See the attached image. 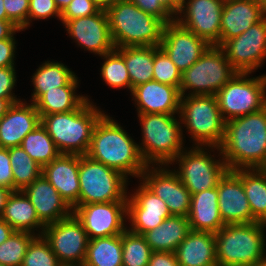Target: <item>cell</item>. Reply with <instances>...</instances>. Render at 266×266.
<instances>
[{
  "label": "cell",
  "instance_id": "cell-40",
  "mask_svg": "<svg viewBox=\"0 0 266 266\" xmlns=\"http://www.w3.org/2000/svg\"><path fill=\"white\" fill-rule=\"evenodd\" d=\"M21 266H63L43 235L35 236L28 245Z\"/></svg>",
  "mask_w": 266,
  "mask_h": 266
},
{
  "label": "cell",
  "instance_id": "cell-17",
  "mask_svg": "<svg viewBox=\"0 0 266 266\" xmlns=\"http://www.w3.org/2000/svg\"><path fill=\"white\" fill-rule=\"evenodd\" d=\"M209 46L204 39L176 21L165 24L160 47L181 73L191 67Z\"/></svg>",
  "mask_w": 266,
  "mask_h": 266
},
{
  "label": "cell",
  "instance_id": "cell-11",
  "mask_svg": "<svg viewBox=\"0 0 266 266\" xmlns=\"http://www.w3.org/2000/svg\"><path fill=\"white\" fill-rule=\"evenodd\" d=\"M193 148L188 152L181 151L173 161H179L180 170L175 172L191 195L217 187L229 170L224 159L214 160L199 145Z\"/></svg>",
  "mask_w": 266,
  "mask_h": 266
},
{
  "label": "cell",
  "instance_id": "cell-44",
  "mask_svg": "<svg viewBox=\"0 0 266 266\" xmlns=\"http://www.w3.org/2000/svg\"><path fill=\"white\" fill-rule=\"evenodd\" d=\"M99 10L93 0H72L61 13L60 20L65 24L68 20L94 15Z\"/></svg>",
  "mask_w": 266,
  "mask_h": 266
},
{
  "label": "cell",
  "instance_id": "cell-21",
  "mask_svg": "<svg viewBox=\"0 0 266 266\" xmlns=\"http://www.w3.org/2000/svg\"><path fill=\"white\" fill-rule=\"evenodd\" d=\"M265 16L266 9L256 0H225L221 15L220 47Z\"/></svg>",
  "mask_w": 266,
  "mask_h": 266
},
{
  "label": "cell",
  "instance_id": "cell-1",
  "mask_svg": "<svg viewBox=\"0 0 266 266\" xmlns=\"http://www.w3.org/2000/svg\"><path fill=\"white\" fill-rule=\"evenodd\" d=\"M208 147L220 150L229 170L266 169V107L226 121L222 144Z\"/></svg>",
  "mask_w": 266,
  "mask_h": 266
},
{
  "label": "cell",
  "instance_id": "cell-37",
  "mask_svg": "<svg viewBox=\"0 0 266 266\" xmlns=\"http://www.w3.org/2000/svg\"><path fill=\"white\" fill-rule=\"evenodd\" d=\"M152 252L143 235L128 229L122 233V266H148Z\"/></svg>",
  "mask_w": 266,
  "mask_h": 266
},
{
  "label": "cell",
  "instance_id": "cell-56",
  "mask_svg": "<svg viewBox=\"0 0 266 266\" xmlns=\"http://www.w3.org/2000/svg\"><path fill=\"white\" fill-rule=\"evenodd\" d=\"M0 20H8L6 10L4 8V0H0Z\"/></svg>",
  "mask_w": 266,
  "mask_h": 266
},
{
  "label": "cell",
  "instance_id": "cell-28",
  "mask_svg": "<svg viewBox=\"0 0 266 266\" xmlns=\"http://www.w3.org/2000/svg\"><path fill=\"white\" fill-rule=\"evenodd\" d=\"M190 230L188 217L171 215L143 236L153 252H175Z\"/></svg>",
  "mask_w": 266,
  "mask_h": 266
},
{
  "label": "cell",
  "instance_id": "cell-3",
  "mask_svg": "<svg viewBox=\"0 0 266 266\" xmlns=\"http://www.w3.org/2000/svg\"><path fill=\"white\" fill-rule=\"evenodd\" d=\"M104 115L87 99L76 110L40 117L61 154L86 155L94 128Z\"/></svg>",
  "mask_w": 266,
  "mask_h": 266
},
{
  "label": "cell",
  "instance_id": "cell-31",
  "mask_svg": "<svg viewBox=\"0 0 266 266\" xmlns=\"http://www.w3.org/2000/svg\"><path fill=\"white\" fill-rule=\"evenodd\" d=\"M128 70L132 89L153 80L154 46H127L116 48Z\"/></svg>",
  "mask_w": 266,
  "mask_h": 266
},
{
  "label": "cell",
  "instance_id": "cell-45",
  "mask_svg": "<svg viewBox=\"0 0 266 266\" xmlns=\"http://www.w3.org/2000/svg\"><path fill=\"white\" fill-rule=\"evenodd\" d=\"M53 15L61 19V12L54 0H29L28 25L31 19H46Z\"/></svg>",
  "mask_w": 266,
  "mask_h": 266
},
{
  "label": "cell",
  "instance_id": "cell-4",
  "mask_svg": "<svg viewBox=\"0 0 266 266\" xmlns=\"http://www.w3.org/2000/svg\"><path fill=\"white\" fill-rule=\"evenodd\" d=\"M265 223L225 224L215 233L217 266H257L266 263Z\"/></svg>",
  "mask_w": 266,
  "mask_h": 266
},
{
  "label": "cell",
  "instance_id": "cell-10",
  "mask_svg": "<svg viewBox=\"0 0 266 266\" xmlns=\"http://www.w3.org/2000/svg\"><path fill=\"white\" fill-rule=\"evenodd\" d=\"M248 75L236 73L216 93L218 107L225 121L258 112L266 107V75L247 79Z\"/></svg>",
  "mask_w": 266,
  "mask_h": 266
},
{
  "label": "cell",
  "instance_id": "cell-47",
  "mask_svg": "<svg viewBox=\"0 0 266 266\" xmlns=\"http://www.w3.org/2000/svg\"><path fill=\"white\" fill-rule=\"evenodd\" d=\"M15 67L0 68V98L1 99H17L12 94V89L16 82Z\"/></svg>",
  "mask_w": 266,
  "mask_h": 266
},
{
  "label": "cell",
  "instance_id": "cell-50",
  "mask_svg": "<svg viewBox=\"0 0 266 266\" xmlns=\"http://www.w3.org/2000/svg\"><path fill=\"white\" fill-rule=\"evenodd\" d=\"M21 31L11 21L0 20V40L11 38L15 32Z\"/></svg>",
  "mask_w": 266,
  "mask_h": 266
},
{
  "label": "cell",
  "instance_id": "cell-52",
  "mask_svg": "<svg viewBox=\"0 0 266 266\" xmlns=\"http://www.w3.org/2000/svg\"><path fill=\"white\" fill-rule=\"evenodd\" d=\"M13 191L0 186V218L3 215L7 200Z\"/></svg>",
  "mask_w": 266,
  "mask_h": 266
},
{
  "label": "cell",
  "instance_id": "cell-58",
  "mask_svg": "<svg viewBox=\"0 0 266 266\" xmlns=\"http://www.w3.org/2000/svg\"><path fill=\"white\" fill-rule=\"evenodd\" d=\"M257 266H266V263H263V264H261V265H257Z\"/></svg>",
  "mask_w": 266,
  "mask_h": 266
},
{
  "label": "cell",
  "instance_id": "cell-5",
  "mask_svg": "<svg viewBox=\"0 0 266 266\" xmlns=\"http://www.w3.org/2000/svg\"><path fill=\"white\" fill-rule=\"evenodd\" d=\"M115 48L160 46L165 23L128 0L105 10Z\"/></svg>",
  "mask_w": 266,
  "mask_h": 266
},
{
  "label": "cell",
  "instance_id": "cell-16",
  "mask_svg": "<svg viewBox=\"0 0 266 266\" xmlns=\"http://www.w3.org/2000/svg\"><path fill=\"white\" fill-rule=\"evenodd\" d=\"M147 166L141 174L143 184L155 195L161 198L171 215L188 216L191 203V193L181 182L176 172Z\"/></svg>",
  "mask_w": 266,
  "mask_h": 266
},
{
  "label": "cell",
  "instance_id": "cell-57",
  "mask_svg": "<svg viewBox=\"0 0 266 266\" xmlns=\"http://www.w3.org/2000/svg\"><path fill=\"white\" fill-rule=\"evenodd\" d=\"M261 6L266 9V0H256Z\"/></svg>",
  "mask_w": 266,
  "mask_h": 266
},
{
  "label": "cell",
  "instance_id": "cell-23",
  "mask_svg": "<svg viewBox=\"0 0 266 266\" xmlns=\"http://www.w3.org/2000/svg\"><path fill=\"white\" fill-rule=\"evenodd\" d=\"M22 191L45 225L60 221L72 214V208L43 175Z\"/></svg>",
  "mask_w": 266,
  "mask_h": 266
},
{
  "label": "cell",
  "instance_id": "cell-30",
  "mask_svg": "<svg viewBox=\"0 0 266 266\" xmlns=\"http://www.w3.org/2000/svg\"><path fill=\"white\" fill-rule=\"evenodd\" d=\"M75 76L66 86L45 92L34 104L40 115L67 113L78 109L88 98L75 95L78 82Z\"/></svg>",
  "mask_w": 266,
  "mask_h": 266
},
{
  "label": "cell",
  "instance_id": "cell-48",
  "mask_svg": "<svg viewBox=\"0 0 266 266\" xmlns=\"http://www.w3.org/2000/svg\"><path fill=\"white\" fill-rule=\"evenodd\" d=\"M15 44L13 36L0 40V68L14 67Z\"/></svg>",
  "mask_w": 266,
  "mask_h": 266
},
{
  "label": "cell",
  "instance_id": "cell-54",
  "mask_svg": "<svg viewBox=\"0 0 266 266\" xmlns=\"http://www.w3.org/2000/svg\"><path fill=\"white\" fill-rule=\"evenodd\" d=\"M94 3L102 10H106L107 8L115 5L118 1L121 0H93Z\"/></svg>",
  "mask_w": 266,
  "mask_h": 266
},
{
  "label": "cell",
  "instance_id": "cell-20",
  "mask_svg": "<svg viewBox=\"0 0 266 266\" xmlns=\"http://www.w3.org/2000/svg\"><path fill=\"white\" fill-rule=\"evenodd\" d=\"M141 184L130 199L127 197V215L132 222V227L128 230L143 235L161 225L171 214L167 204Z\"/></svg>",
  "mask_w": 266,
  "mask_h": 266
},
{
  "label": "cell",
  "instance_id": "cell-7",
  "mask_svg": "<svg viewBox=\"0 0 266 266\" xmlns=\"http://www.w3.org/2000/svg\"><path fill=\"white\" fill-rule=\"evenodd\" d=\"M179 114L183 124L201 146H220L225 123L215 95L181 96Z\"/></svg>",
  "mask_w": 266,
  "mask_h": 266
},
{
  "label": "cell",
  "instance_id": "cell-24",
  "mask_svg": "<svg viewBox=\"0 0 266 266\" xmlns=\"http://www.w3.org/2000/svg\"><path fill=\"white\" fill-rule=\"evenodd\" d=\"M14 103L0 120V147L11 148L21 145L24 137L40 123L41 117L34 103Z\"/></svg>",
  "mask_w": 266,
  "mask_h": 266
},
{
  "label": "cell",
  "instance_id": "cell-35",
  "mask_svg": "<svg viewBox=\"0 0 266 266\" xmlns=\"http://www.w3.org/2000/svg\"><path fill=\"white\" fill-rule=\"evenodd\" d=\"M20 146L42 167L61 154L41 123L24 137Z\"/></svg>",
  "mask_w": 266,
  "mask_h": 266
},
{
  "label": "cell",
  "instance_id": "cell-25",
  "mask_svg": "<svg viewBox=\"0 0 266 266\" xmlns=\"http://www.w3.org/2000/svg\"><path fill=\"white\" fill-rule=\"evenodd\" d=\"M131 93L134 100L137 101L138 114H174L179 112L181 95L175 86L151 80L134 87Z\"/></svg>",
  "mask_w": 266,
  "mask_h": 266
},
{
  "label": "cell",
  "instance_id": "cell-39",
  "mask_svg": "<svg viewBox=\"0 0 266 266\" xmlns=\"http://www.w3.org/2000/svg\"><path fill=\"white\" fill-rule=\"evenodd\" d=\"M105 62L101 68V75L105 83L113 88L127 87L131 91V81L123 55L115 48L103 55Z\"/></svg>",
  "mask_w": 266,
  "mask_h": 266
},
{
  "label": "cell",
  "instance_id": "cell-53",
  "mask_svg": "<svg viewBox=\"0 0 266 266\" xmlns=\"http://www.w3.org/2000/svg\"><path fill=\"white\" fill-rule=\"evenodd\" d=\"M18 101H20V100L19 99H1L0 98V120H1L2 116H4L8 112L10 107Z\"/></svg>",
  "mask_w": 266,
  "mask_h": 266
},
{
  "label": "cell",
  "instance_id": "cell-12",
  "mask_svg": "<svg viewBox=\"0 0 266 266\" xmlns=\"http://www.w3.org/2000/svg\"><path fill=\"white\" fill-rule=\"evenodd\" d=\"M42 235L63 266H82L89 238L73 213L60 221L46 225Z\"/></svg>",
  "mask_w": 266,
  "mask_h": 266
},
{
  "label": "cell",
  "instance_id": "cell-46",
  "mask_svg": "<svg viewBox=\"0 0 266 266\" xmlns=\"http://www.w3.org/2000/svg\"><path fill=\"white\" fill-rule=\"evenodd\" d=\"M10 164L9 150L0 147V186L14 191V178Z\"/></svg>",
  "mask_w": 266,
  "mask_h": 266
},
{
  "label": "cell",
  "instance_id": "cell-14",
  "mask_svg": "<svg viewBox=\"0 0 266 266\" xmlns=\"http://www.w3.org/2000/svg\"><path fill=\"white\" fill-rule=\"evenodd\" d=\"M72 213L83 225L88 238H99L122 234L127 201L98 202L73 206Z\"/></svg>",
  "mask_w": 266,
  "mask_h": 266
},
{
  "label": "cell",
  "instance_id": "cell-29",
  "mask_svg": "<svg viewBox=\"0 0 266 266\" xmlns=\"http://www.w3.org/2000/svg\"><path fill=\"white\" fill-rule=\"evenodd\" d=\"M1 219L6 221L15 231H26L32 233L34 228L42 229L45 224L38 218L34 206L23 191H13L9 196ZM41 233V234H40Z\"/></svg>",
  "mask_w": 266,
  "mask_h": 266
},
{
  "label": "cell",
  "instance_id": "cell-49",
  "mask_svg": "<svg viewBox=\"0 0 266 266\" xmlns=\"http://www.w3.org/2000/svg\"><path fill=\"white\" fill-rule=\"evenodd\" d=\"M148 266H179L175 252H152Z\"/></svg>",
  "mask_w": 266,
  "mask_h": 266
},
{
  "label": "cell",
  "instance_id": "cell-38",
  "mask_svg": "<svg viewBox=\"0 0 266 266\" xmlns=\"http://www.w3.org/2000/svg\"><path fill=\"white\" fill-rule=\"evenodd\" d=\"M26 231H14L0 244V263L5 266H21L28 245L35 237Z\"/></svg>",
  "mask_w": 266,
  "mask_h": 266
},
{
  "label": "cell",
  "instance_id": "cell-26",
  "mask_svg": "<svg viewBox=\"0 0 266 266\" xmlns=\"http://www.w3.org/2000/svg\"><path fill=\"white\" fill-rule=\"evenodd\" d=\"M175 255L179 266H217L215 233L190 230Z\"/></svg>",
  "mask_w": 266,
  "mask_h": 266
},
{
  "label": "cell",
  "instance_id": "cell-43",
  "mask_svg": "<svg viewBox=\"0 0 266 266\" xmlns=\"http://www.w3.org/2000/svg\"><path fill=\"white\" fill-rule=\"evenodd\" d=\"M8 21L24 30L28 26L29 0H4Z\"/></svg>",
  "mask_w": 266,
  "mask_h": 266
},
{
  "label": "cell",
  "instance_id": "cell-22",
  "mask_svg": "<svg viewBox=\"0 0 266 266\" xmlns=\"http://www.w3.org/2000/svg\"><path fill=\"white\" fill-rule=\"evenodd\" d=\"M42 175L71 208L79 201V155L60 154L42 167Z\"/></svg>",
  "mask_w": 266,
  "mask_h": 266
},
{
  "label": "cell",
  "instance_id": "cell-55",
  "mask_svg": "<svg viewBox=\"0 0 266 266\" xmlns=\"http://www.w3.org/2000/svg\"><path fill=\"white\" fill-rule=\"evenodd\" d=\"M56 6L58 7V9L60 10V12L62 13L63 10L69 5V3L72 0H54Z\"/></svg>",
  "mask_w": 266,
  "mask_h": 266
},
{
  "label": "cell",
  "instance_id": "cell-42",
  "mask_svg": "<svg viewBox=\"0 0 266 266\" xmlns=\"http://www.w3.org/2000/svg\"><path fill=\"white\" fill-rule=\"evenodd\" d=\"M141 10L149 13L165 24L175 21L174 16L180 11L181 0H128Z\"/></svg>",
  "mask_w": 266,
  "mask_h": 266
},
{
  "label": "cell",
  "instance_id": "cell-34",
  "mask_svg": "<svg viewBox=\"0 0 266 266\" xmlns=\"http://www.w3.org/2000/svg\"><path fill=\"white\" fill-rule=\"evenodd\" d=\"M76 75L63 63L45 62L33 75L34 92L32 103H35L45 92L60 86H66Z\"/></svg>",
  "mask_w": 266,
  "mask_h": 266
},
{
  "label": "cell",
  "instance_id": "cell-27",
  "mask_svg": "<svg viewBox=\"0 0 266 266\" xmlns=\"http://www.w3.org/2000/svg\"><path fill=\"white\" fill-rule=\"evenodd\" d=\"M187 217L191 230L217 233L225 225L219 211L217 187L192 194Z\"/></svg>",
  "mask_w": 266,
  "mask_h": 266
},
{
  "label": "cell",
  "instance_id": "cell-8",
  "mask_svg": "<svg viewBox=\"0 0 266 266\" xmlns=\"http://www.w3.org/2000/svg\"><path fill=\"white\" fill-rule=\"evenodd\" d=\"M126 178L119 171L87 155H79V201L74 206L127 201Z\"/></svg>",
  "mask_w": 266,
  "mask_h": 266
},
{
  "label": "cell",
  "instance_id": "cell-32",
  "mask_svg": "<svg viewBox=\"0 0 266 266\" xmlns=\"http://www.w3.org/2000/svg\"><path fill=\"white\" fill-rule=\"evenodd\" d=\"M82 266H122V234L89 239Z\"/></svg>",
  "mask_w": 266,
  "mask_h": 266
},
{
  "label": "cell",
  "instance_id": "cell-18",
  "mask_svg": "<svg viewBox=\"0 0 266 266\" xmlns=\"http://www.w3.org/2000/svg\"><path fill=\"white\" fill-rule=\"evenodd\" d=\"M218 205L225 224L257 222L249 206L242 183V169L228 170L217 185Z\"/></svg>",
  "mask_w": 266,
  "mask_h": 266
},
{
  "label": "cell",
  "instance_id": "cell-6",
  "mask_svg": "<svg viewBox=\"0 0 266 266\" xmlns=\"http://www.w3.org/2000/svg\"><path fill=\"white\" fill-rule=\"evenodd\" d=\"M143 141L139 146L147 165H170L182 149V129L174 114H138Z\"/></svg>",
  "mask_w": 266,
  "mask_h": 266
},
{
  "label": "cell",
  "instance_id": "cell-13",
  "mask_svg": "<svg viewBox=\"0 0 266 266\" xmlns=\"http://www.w3.org/2000/svg\"><path fill=\"white\" fill-rule=\"evenodd\" d=\"M221 48L237 73H251L266 58V16Z\"/></svg>",
  "mask_w": 266,
  "mask_h": 266
},
{
  "label": "cell",
  "instance_id": "cell-33",
  "mask_svg": "<svg viewBox=\"0 0 266 266\" xmlns=\"http://www.w3.org/2000/svg\"><path fill=\"white\" fill-rule=\"evenodd\" d=\"M242 183L253 218L266 224V169H242Z\"/></svg>",
  "mask_w": 266,
  "mask_h": 266
},
{
  "label": "cell",
  "instance_id": "cell-9",
  "mask_svg": "<svg viewBox=\"0 0 266 266\" xmlns=\"http://www.w3.org/2000/svg\"><path fill=\"white\" fill-rule=\"evenodd\" d=\"M237 72L220 46L210 45L201 57L181 74L180 95H216Z\"/></svg>",
  "mask_w": 266,
  "mask_h": 266
},
{
  "label": "cell",
  "instance_id": "cell-41",
  "mask_svg": "<svg viewBox=\"0 0 266 266\" xmlns=\"http://www.w3.org/2000/svg\"><path fill=\"white\" fill-rule=\"evenodd\" d=\"M181 72L160 46H154L153 80L180 89Z\"/></svg>",
  "mask_w": 266,
  "mask_h": 266
},
{
  "label": "cell",
  "instance_id": "cell-2",
  "mask_svg": "<svg viewBox=\"0 0 266 266\" xmlns=\"http://www.w3.org/2000/svg\"><path fill=\"white\" fill-rule=\"evenodd\" d=\"M139 146L117 122L104 115L94 128L86 155L125 177H140L148 165Z\"/></svg>",
  "mask_w": 266,
  "mask_h": 266
},
{
  "label": "cell",
  "instance_id": "cell-36",
  "mask_svg": "<svg viewBox=\"0 0 266 266\" xmlns=\"http://www.w3.org/2000/svg\"><path fill=\"white\" fill-rule=\"evenodd\" d=\"M14 178V191L23 190L42 175V166L21 147L8 148Z\"/></svg>",
  "mask_w": 266,
  "mask_h": 266
},
{
  "label": "cell",
  "instance_id": "cell-19",
  "mask_svg": "<svg viewBox=\"0 0 266 266\" xmlns=\"http://www.w3.org/2000/svg\"><path fill=\"white\" fill-rule=\"evenodd\" d=\"M69 35L80 46L101 57L115 49L105 10L96 14L68 20L64 24Z\"/></svg>",
  "mask_w": 266,
  "mask_h": 266
},
{
  "label": "cell",
  "instance_id": "cell-15",
  "mask_svg": "<svg viewBox=\"0 0 266 266\" xmlns=\"http://www.w3.org/2000/svg\"><path fill=\"white\" fill-rule=\"evenodd\" d=\"M225 0H181L179 14L175 21L209 45L220 46L221 15ZM185 11V12H184Z\"/></svg>",
  "mask_w": 266,
  "mask_h": 266
},
{
  "label": "cell",
  "instance_id": "cell-51",
  "mask_svg": "<svg viewBox=\"0 0 266 266\" xmlns=\"http://www.w3.org/2000/svg\"><path fill=\"white\" fill-rule=\"evenodd\" d=\"M14 231L6 221L0 218V244L6 241Z\"/></svg>",
  "mask_w": 266,
  "mask_h": 266
}]
</instances>
